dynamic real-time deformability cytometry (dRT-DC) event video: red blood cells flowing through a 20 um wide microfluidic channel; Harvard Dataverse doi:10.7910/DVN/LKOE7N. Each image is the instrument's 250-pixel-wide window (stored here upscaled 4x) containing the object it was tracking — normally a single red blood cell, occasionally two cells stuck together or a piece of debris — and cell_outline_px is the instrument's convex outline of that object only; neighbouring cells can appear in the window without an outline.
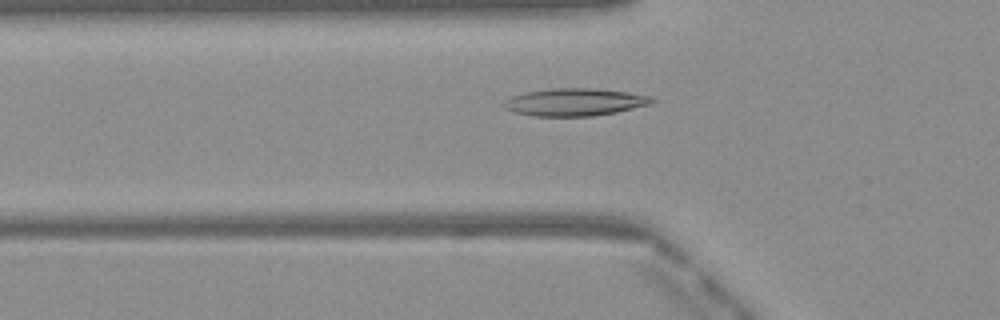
{"species": "Egyptian fruit bat (a non-hibernating species)", "species_latin": "Rousettus aegyptiacus", "temperature_condition": "warm", "stored_images_in_passage": 47, "camera_frame_rate_fps": 3000, "um_per_image_px": 0.085, "frame": {"image": 1, "passage_image": 17, "time_ms": 5.333, "image_size_px": [1000, 320], "cell_outline_px": [[656, 100], [652, 104], [616, 112], [592, 116], [532, 116], [516, 112], [504, 108], [500, 104], [512, 96], [524, 92], [552, 88], [592, 88], [628, 92], [652, 96]], "centroid_in_image_um": [48.86, 8.67], "position_along_channel_um": 76.9, "area_um2": 23.87}}
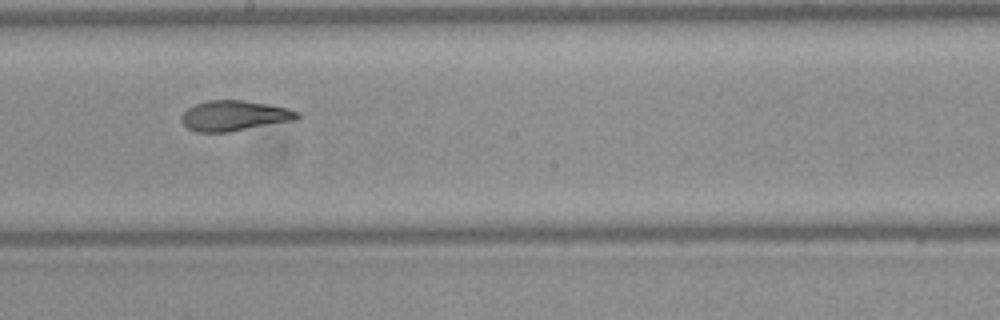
{"frame": {"image": 2, "passage_image": 28, "time_ms": 9.0, "image_size_px": [1000, 320], "cell_outline_px": [[300, 116], [296, 120], [228, 132], [196, 132], [188, 128], [180, 120], [180, 116], [188, 108], [196, 104], [208, 100], [244, 100], [268, 104], [288, 108], [300, 112]], "centroid_in_image_um": [19.92, 9.83], "position_along_channel_um": 228.3, "area_um2": 20.52}}
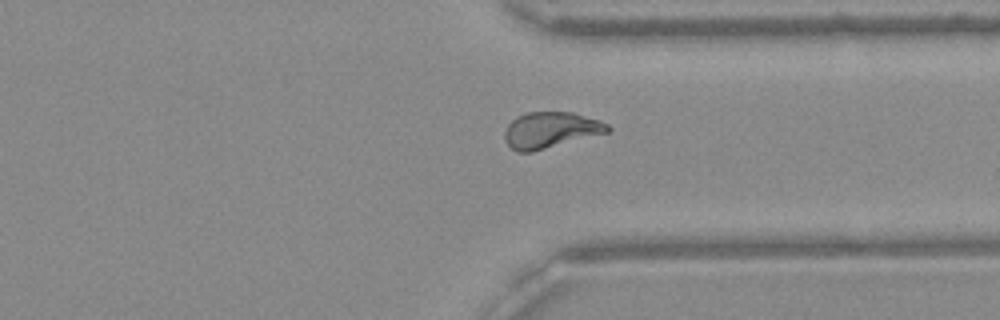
{"frame": {"image": 3, "passage_image": 38, "time_ms": 12.333, "image_size_px": [1000, 320], "cell_outline_px": [[612, 128], [608, 132], [532, 152], [516, 152], [504, 140], [504, 132], [508, 124], [516, 116], [528, 112], [572, 112], [600, 120], [608, 124]], "centroid_in_image_um": [46.78, 11.05], "position_along_channel_um": 364.6, "area_um2": 21.68}, "authors_computed_cell_mechanics": {"area_um2": 21.4438, "velocity_mm_per_s": 4.0973, "shape_relaxation_time_tau1_ms": 6.3066, "shape_relaxation_time_tau2_ms": 1.0424, "deformation_change_tau1": 0.2294, "deformation_change_tau2": 0.078}}